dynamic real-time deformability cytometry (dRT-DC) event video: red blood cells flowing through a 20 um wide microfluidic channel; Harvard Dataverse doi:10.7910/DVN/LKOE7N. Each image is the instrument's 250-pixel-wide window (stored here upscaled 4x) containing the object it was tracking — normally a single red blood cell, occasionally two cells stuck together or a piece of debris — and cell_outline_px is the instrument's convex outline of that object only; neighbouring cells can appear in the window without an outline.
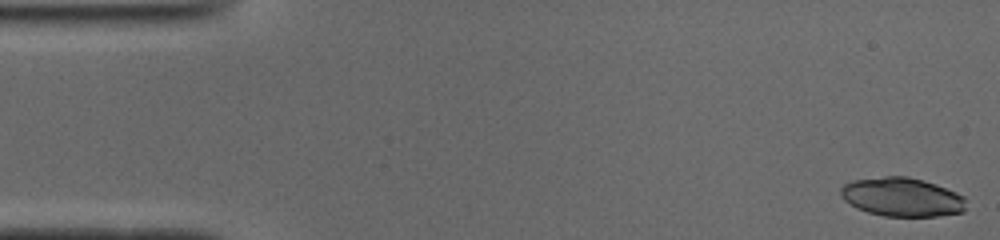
{"species": "common noctule bat (a hibernating species)", "species_latin": "Nyctalus noctula", "temperature_condition": "cold", "stored_images_in_passage": 50, "camera_frame_rate_fps": 3000, "um_per_image_px": 0.085, "animal": {"sex": "male", "body_mass_g": 19.0, "forearm_length_mm": 50.8}, "frame": {"image": 1, "passage_image": 1, "time_ms": 0.0, "image_size_px": [1000, 240], "cell_outline_px": [[964, 212], [936, 216], [884, 216], [868, 212], [856, 208], [844, 200], [840, 196], [840, 188], [844, 184], [852, 180], [884, 176], [908, 176], [936, 184], [956, 192], [964, 196]], "centroid_in_image_um": [76.63, 16.74], "position_along_channel_um": 8.4, "area_um2": 28.44}}
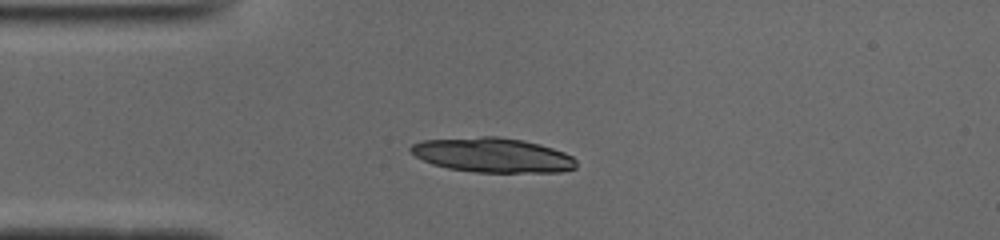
{"frame": {"image": 2, "passage_image": 12, "time_ms": 3.667, "image_size_px": [1000, 240], "cell_outline_px": [[576, 168], [560, 172], [476, 172], [448, 168], [432, 164], [416, 156], [408, 148], [412, 144], [424, 140], [480, 136], [496, 136], [524, 140], [540, 144], [564, 152], [572, 156], [576, 160]], "centroid_in_image_um": [41.89, 13.18], "position_along_channel_um": 43.1, "area_um2": 33.35}}